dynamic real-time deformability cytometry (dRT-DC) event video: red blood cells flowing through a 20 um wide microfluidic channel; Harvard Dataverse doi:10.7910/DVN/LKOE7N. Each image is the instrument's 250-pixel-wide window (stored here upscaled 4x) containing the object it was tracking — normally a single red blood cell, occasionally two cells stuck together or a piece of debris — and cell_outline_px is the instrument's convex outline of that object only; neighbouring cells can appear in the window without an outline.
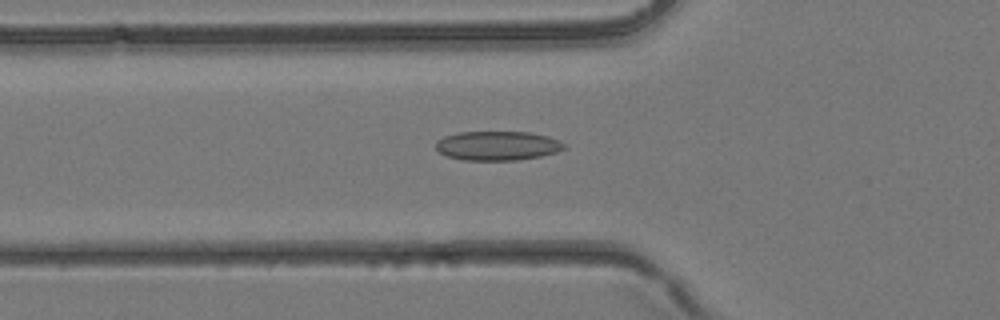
{"species": "common noctule bat (a hibernating species)", "species_latin": "Nyctalus noctula", "temperature_condition": "room temperature", "stored_images_in_passage": 39, "camera_frame_rate_fps": 3000, "um_per_image_px": 0.085, "animal": {"sex": "female", "body_mass_g": 24.6, "forearm_length_mm": 56.2}, "frame": {"image": 1, "passage_image": 13, "time_ms": 4.0, "image_size_px": [1000, 320], "cell_outline_px": [[568, 144], [564, 148], [556, 152], [540, 156], [516, 160], [464, 160], [448, 156], [440, 152], [436, 148], [436, 140], [444, 136], [460, 132], [528, 132], [548, 136]], "centroid_in_image_um": [42.29, 12.38], "position_along_channel_um": 83.5, "area_um2": 21.79}}
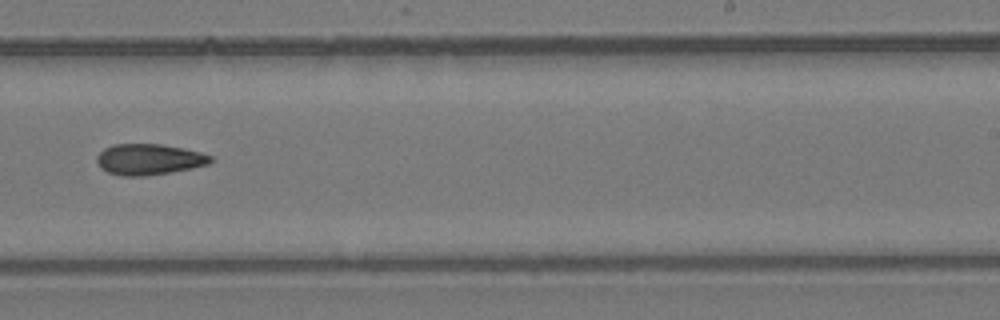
{"frame": {"image": 2, "passage_image": 24, "time_ms": 7.667, "image_size_px": [1000, 320], "cell_outline_px": [[212, 160], [208, 164], [192, 168], [144, 176], [124, 176], [108, 172], [100, 168], [96, 160], [96, 156], [104, 148], [112, 144], [160, 144], [184, 148], [200, 152], [212, 156]], "centroid_in_image_um": [12.63, 13.54], "position_along_channel_um": 276.4, "area_um2": 20.46}}
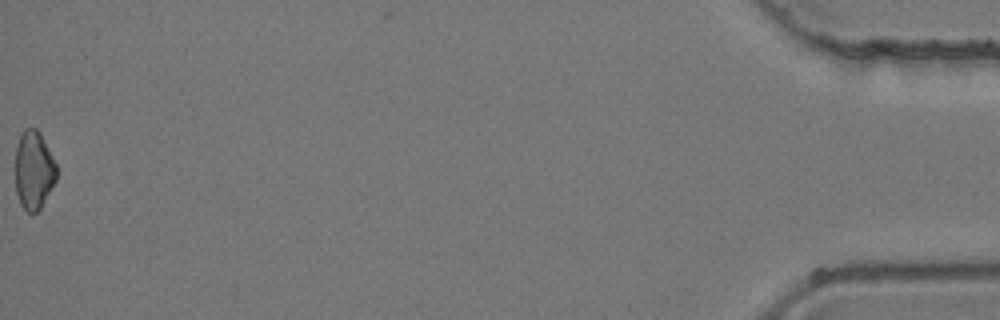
{"frame": {"image": 3, "passage_image": 39, "time_ms": 12.667, "image_size_px": [1000, 320], "cell_outline_px": [[56, 180], [40, 208], [36, 212], [28, 212], [20, 204], [16, 192], [16, 144], [24, 128], [36, 128], [40, 132], [56, 164]], "centroid_in_image_um": [2.86, 14.44], "position_along_channel_um": 432.3, "area_um2": 18.67}}